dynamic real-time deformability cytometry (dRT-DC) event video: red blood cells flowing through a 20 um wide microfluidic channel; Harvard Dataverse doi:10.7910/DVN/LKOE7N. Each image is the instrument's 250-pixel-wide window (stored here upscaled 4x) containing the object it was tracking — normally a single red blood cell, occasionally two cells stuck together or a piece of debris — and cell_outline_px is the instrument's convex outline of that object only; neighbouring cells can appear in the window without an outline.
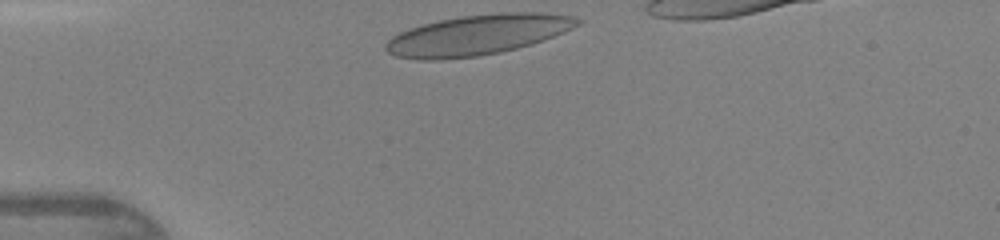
{"species": "human", "species_latin": "Homo sapiens", "temperature_condition": "warm", "stored_images_in_passage": 27, "camera_frame_rate_fps": 3000, "um_per_image_px": 0.085, "donor": {"sex": "female"}, "frame": {"image": 1, "passage_image": 1, "time_ms": 0.0, "image_size_px": [1000, 240], "cell_outline_px": [[584, 20], [580, 24], [564, 32], [532, 44], [500, 52], [480, 56], [440, 60], [420, 60], [396, 56], [388, 52], [384, 48], [384, 44], [392, 36], [400, 32], [424, 24], [440, 20], [460, 16], [504, 12], [540, 12], [572, 16]], "centroid_in_image_um": [40.6, 2.97], "position_along_channel_um": 44.4, "area_um2": 44.97}}
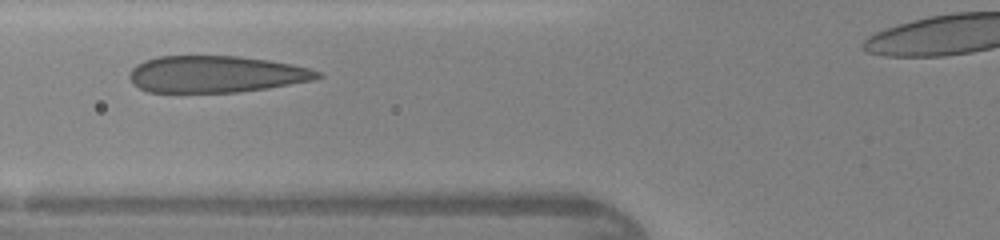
{"frame": {"image": 2, "passage_image": 7, "time_ms": 2.0, "image_size_px": [1000, 240], "cell_outline_px": [[324, 76], [312, 80], [268, 88], [240, 92], [148, 92], [132, 84], [128, 76], [132, 68], [136, 64], [144, 60], [160, 56], [236, 56], [268, 60], [292, 64], [308, 68], [320, 72]], "centroid_in_image_um": [18.32, 6.31], "position_along_channel_um": 107.5, "area_um2": 40.29}}
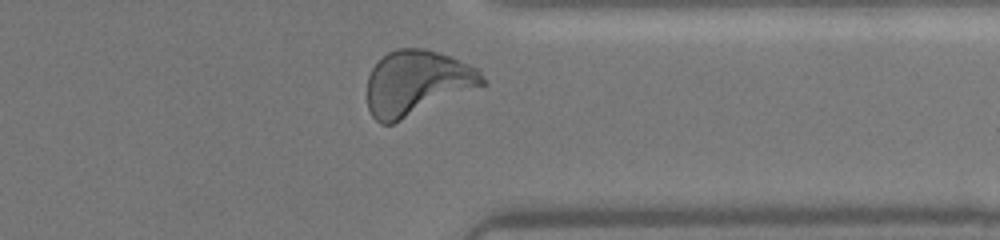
{"frame": {"image": 3, "passage_image": 25, "time_ms": 8.0, "image_size_px": [1000, 240], "cell_outline_px": [[488, 84], [392, 124], [380, 124], [372, 116], [368, 108], [368, 76], [372, 68], [388, 52], [396, 48], [428, 48], [452, 56], [480, 68], [488, 80]], "centroid_in_image_um": [35.51, 7.03], "position_along_channel_um": 375.9, "area_um2": 44.22}}